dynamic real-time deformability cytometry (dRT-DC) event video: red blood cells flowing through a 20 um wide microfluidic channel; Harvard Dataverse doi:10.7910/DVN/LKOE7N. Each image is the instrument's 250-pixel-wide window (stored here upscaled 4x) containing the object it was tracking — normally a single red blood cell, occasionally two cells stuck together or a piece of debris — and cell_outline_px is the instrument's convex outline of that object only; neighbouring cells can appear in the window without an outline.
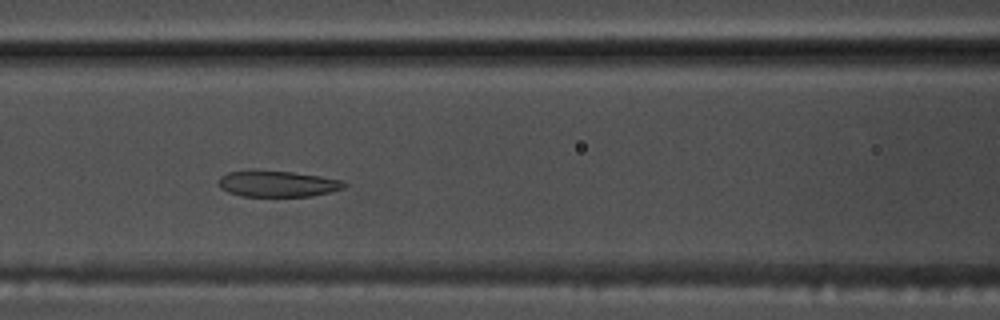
{"species": "common noctule bat (a hibernating species)", "species_latin": "Nyctalus noctula", "temperature_condition": "warm", "stored_images_in_passage": 40, "camera_frame_rate_fps": 3000, "um_per_image_px": 0.085, "animal": {"sex": "male", "body_mass_g": 17.5, "forearm_length_mm": 52.3}, "frame": {"image": 1, "passage_image": 9, "time_ms": 2.667, "image_size_px": [1000, 320], "cell_outline_px": [[348, 184], [344, 188], [312, 196], [240, 196], [228, 192], [220, 188], [220, 176], [228, 172], [292, 172], [320, 176], [344, 180]], "centroid_in_image_um": [23.65, 15.65], "position_along_channel_um": 142.9, "area_um2": 18.61}}
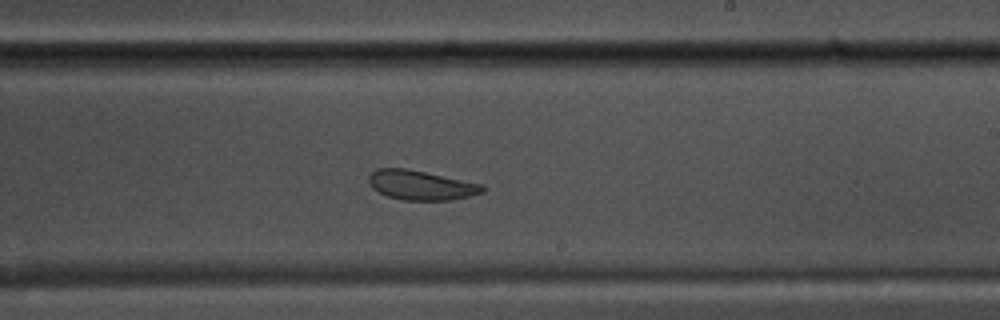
{"frame": {"image": 2, "passage_image": 18, "time_ms": 5.667, "image_size_px": [1000, 320], "cell_outline_px": [[488, 188], [484, 192], [452, 200], [404, 200], [388, 196], [372, 188], [368, 184], [368, 176], [376, 168], [408, 168], [484, 184]], "centroid_in_image_um": [35.81, 15.73], "position_along_channel_um": 253.2, "area_um2": 19.83}}
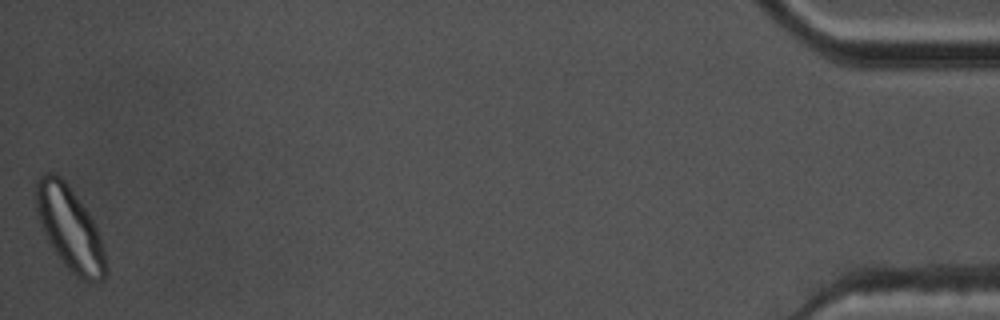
{"frame": {"image": 3, "passage_image": 40, "time_ms": 13.0, "image_size_px": [1000, 320], "cell_outline_px": [[108, 272], [104, 280], [84, 280], [76, 276], [64, 264], [48, 244], [44, 236], [36, 216], [36, 180], [44, 172], [52, 172], [60, 176], [64, 180], [88, 212], [96, 228], [104, 252], [108, 268]], "centroid_in_image_um": [5.89, 19.41], "position_along_channel_um": 429.3, "area_um2": 33.87}, "authors_computed_cell_mechanics": {"area_um2": 20.23, "velocity_mm_per_s": 3.6913, "shape_relaxation_time_tau1_ms": 4.2413, "shape_relaxation_time_tau2_ms": 2.3165, "deformation_change_tau1": 0.1314, "deformation_change_tau2": 0.0847}}